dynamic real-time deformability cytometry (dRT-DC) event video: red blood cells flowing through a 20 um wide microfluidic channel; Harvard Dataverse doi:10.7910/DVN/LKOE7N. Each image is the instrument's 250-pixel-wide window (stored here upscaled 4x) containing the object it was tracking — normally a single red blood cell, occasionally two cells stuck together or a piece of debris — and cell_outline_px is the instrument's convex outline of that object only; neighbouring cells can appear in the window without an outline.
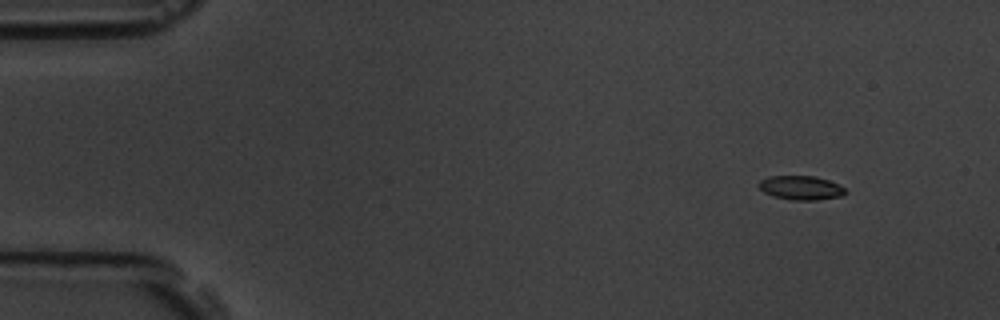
{"species": "common noctule bat (a hibernating species)", "species_latin": "Nyctalus noctula", "temperature_condition": "room temperature", "stored_images_in_passage": 4, "camera_frame_rate_fps": 3000, "um_per_image_px": 0.085, "animal": {"sex": "male", "body_mass_g": 19.5, "forearm_length_mm": 54.6}, "frame": {"image": 1, "passage_image": 1, "time_ms": 0.0, "image_size_px": [1000, 320], "cell_outline_px": [[848, 192], [844, 196], [816, 200], [792, 200], [772, 196], [764, 192], [756, 184], [760, 180], [768, 176], [816, 176], [828, 180], [844, 188]], "centroid_in_image_um": [68.07, 15.96], "position_along_channel_um": 16.9, "area_um2": 12.25}}
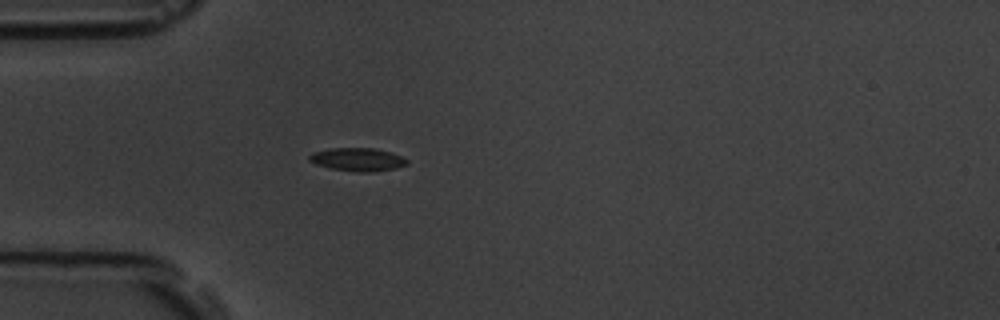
{"frame": {"image": 2, "passage_image": 4, "time_ms": 3.667, "image_size_px": [1000, 320], "cell_outline_px": [[408, 164], [396, 168], [368, 172], [356, 172], [332, 168], [316, 164], [308, 160], [308, 156], [312, 152], [332, 148], [376, 148], [400, 156], [408, 160]], "centroid_in_image_um": [30.38, 13.55], "position_along_channel_um": 54.6, "area_um2": 13.06}}